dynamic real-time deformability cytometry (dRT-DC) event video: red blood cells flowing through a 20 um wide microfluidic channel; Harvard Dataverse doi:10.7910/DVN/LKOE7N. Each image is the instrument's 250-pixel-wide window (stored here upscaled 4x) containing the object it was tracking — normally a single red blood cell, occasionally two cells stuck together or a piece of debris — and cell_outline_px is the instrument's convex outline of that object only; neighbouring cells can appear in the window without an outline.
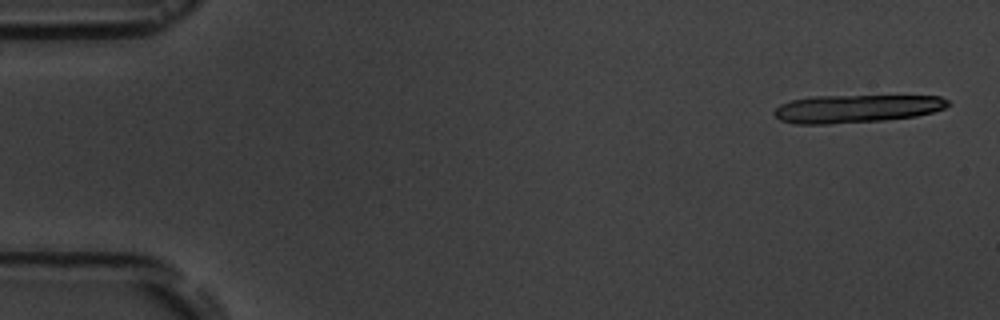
{"species": "common noctule bat (a hibernating species)", "species_latin": "Nyctalus noctula", "temperature_condition": "room temperature", "stored_images_in_passage": 6, "camera_frame_rate_fps": 3000, "um_per_image_px": 0.085, "animal": {"sex": "male", "body_mass_g": 19.5, "forearm_length_mm": 54.6}, "frame": {"image": 1, "passage_image": 1, "time_ms": 0.0, "image_size_px": [1000, 320], "cell_outline_px": [[952, 104], [944, 108], [932, 112], [916, 116], [884, 120], [828, 124], [796, 124], [780, 120], [772, 112], [780, 104], [792, 100], [812, 96], [940, 96], [948, 100]], "centroid_in_image_um": [72.79, 9.23], "position_along_channel_um": 12.2, "area_um2": 28.32}}